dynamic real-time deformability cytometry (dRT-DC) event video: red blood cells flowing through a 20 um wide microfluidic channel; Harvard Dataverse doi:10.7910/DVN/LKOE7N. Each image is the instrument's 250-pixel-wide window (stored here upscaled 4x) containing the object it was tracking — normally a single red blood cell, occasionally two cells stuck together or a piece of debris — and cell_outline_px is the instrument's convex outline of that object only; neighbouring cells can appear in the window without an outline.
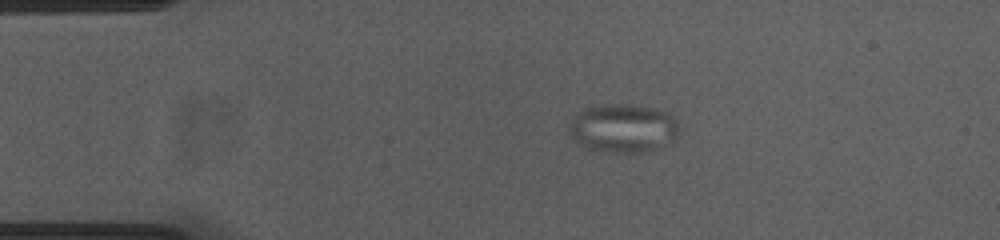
{"species": "common noctule bat (a hibernating species)", "species_latin": "Nyctalus noctula", "temperature_condition": "cold", "stored_images_in_passage": 45, "camera_frame_rate_fps": 3000, "um_per_image_px": 0.085, "animal": {"sex": "female", "body_mass_g": 23.0, "forearm_length_mm": 53.4}, "frame": {"image": 1, "passage_image": 1, "time_ms": 0.0, "image_size_px": [1000, 240], "cell_outline_px": [[680, 132], [672, 140], [648, 152], [604, 152], [588, 148], [576, 140], [568, 132], [568, 124], [572, 116], [576, 112], [588, 108], [616, 104], [628, 104], [656, 108], [668, 112], [676, 120], [680, 128]], "centroid_in_image_um": [52.97, 10.89], "position_along_channel_um": 32.0, "area_um2": 31.15}}
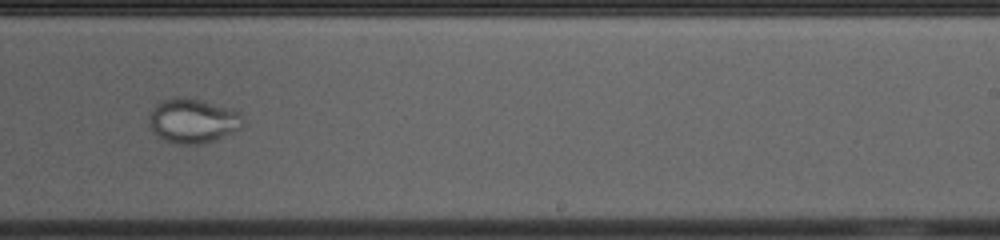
{"frame": {"image": 2, "passage_image": 24, "time_ms": 7.667, "image_size_px": [1000, 240], "cell_outline_px": [[244, 120], [240, 128], [232, 132], [204, 144], [176, 144], [164, 140], [156, 136], [152, 132], [148, 124], [148, 116], [152, 108], [160, 100], [172, 96], [184, 96], [232, 108], [240, 112]], "centroid_in_image_um": [16.33, 10.25], "position_along_channel_um": 272.7, "area_um2": 24.85}}
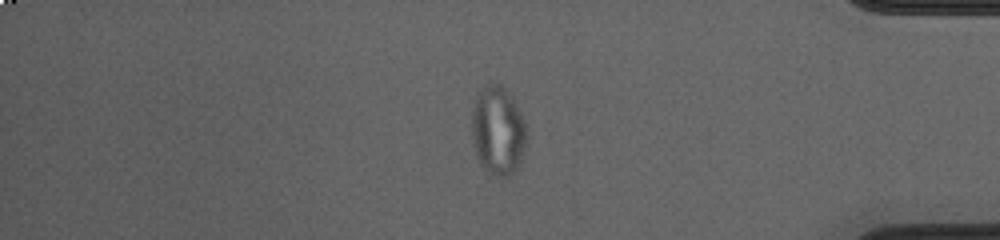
{"frame": {"image": 3, "passage_image": 36, "time_ms": 11.667, "image_size_px": [1000, 240], "cell_outline_px": [[528, 128], [520, 160], [516, 168], [508, 176], [496, 176], [484, 168], [480, 164], [472, 140], [472, 108], [476, 96], [480, 88], [484, 84], [500, 84], [512, 96]], "centroid_in_image_um": [42.3, 11.06], "position_along_channel_um": 392.9, "area_um2": 28.21}}